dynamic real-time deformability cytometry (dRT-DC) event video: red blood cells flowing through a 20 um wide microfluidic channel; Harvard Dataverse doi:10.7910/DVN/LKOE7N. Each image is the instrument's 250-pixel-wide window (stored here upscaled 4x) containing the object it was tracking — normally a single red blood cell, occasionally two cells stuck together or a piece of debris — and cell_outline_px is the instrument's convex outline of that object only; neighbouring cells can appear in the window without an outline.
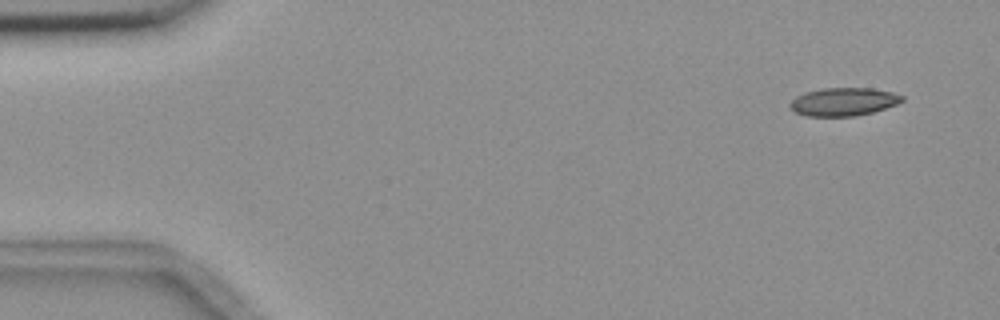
{"species": "common noctule bat (a hibernating species)", "species_latin": "Nyctalus noctula", "temperature_condition": "room temperature", "stored_images_in_passage": 4, "camera_frame_rate_fps": 3000, "um_per_image_px": 0.085, "animal": {"sex": "female", "body_mass_g": 18.4}, "frame": {"image": 1, "passage_image": 1, "time_ms": 0.0, "image_size_px": [1000, 320], "cell_outline_px": [[904, 100], [896, 104], [872, 112], [856, 116], [808, 116], [796, 112], [788, 108], [788, 104], [796, 96], [804, 92], [820, 88], [872, 88], [892, 92], [904, 96]], "centroid_in_image_um": [71.66, 8.64], "position_along_channel_um": 13.3, "area_um2": 18.44}}